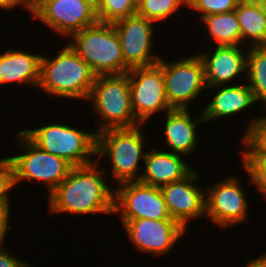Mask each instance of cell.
<instances>
[{"label":"cell","instance_id":"31","mask_svg":"<svg viewBox=\"0 0 266 267\" xmlns=\"http://www.w3.org/2000/svg\"><path fill=\"white\" fill-rule=\"evenodd\" d=\"M11 207L10 204H0V246L5 245L4 243H6L5 240L7 239L6 236L10 233L9 230H11L10 225L12 224H10V222L13 221L11 220Z\"/></svg>","mask_w":266,"mask_h":267},{"label":"cell","instance_id":"1","mask_svg":"<svg viewBox=\"0 0 266 267\" xmlns=\"http://www.w3.org/2000/svg\"><path fill=\"white\" fill-rule=\"evenodd\" d=\"M101 161L75 166L66 179L48 195L49 215L102 216L114 213V186L108 184Z\"/></svg>","mask_w":266,"mask_h":267},{"label":"cell","instance_id":"28","mask_svg":"<svg viewBox=\"0 0 266 267\" xmlns=\"http://www.w3.org/2000/svg\"><path fill=\"white\" fill-rule=\"evenodd\" d=\"M263 111L265 116H256L246 122L249 125L245 126L241 140L244 139L259 155L266 156V109Z\"/></svg>","mask_w":266,"mask_h":267},{"label":"cell","instance_id":"33","mask_svg":"<svg viewBox=\"0 0 266 267\" xmlns=\"http://www.w3.org/2000/svg\"><path fill=\"white\" fill-rule=\"evenodd\" d=\"M57 0H27V13L31 19L47 4Z\"/></svg>","mask_w":266,"mask_h":267},{"label":"cell","instance_id":"36","mask_svg":"<svg viewBox=\"0 0 266 267\" xmlns=\"http://www.w3.org/2000/svg\"><path fill=\"white\" fill-rule=\"evenodd\" d=\"M95 4H97L100 0H92Z\"/></svg>","mask_w":266,"mask_h":267},{"label":"cell","instance_id":"19","mask_svg":"<svg viewBox=\"0 0 266 267\" xmlns=\"http://www.w3.org/2000/svg\"><path fill=\"white\" fill-rule=\"evenodd\" d=\"M157 147V148H156ZM152 146L145 154L144 166L139 182L155 187L187 177L194 169L185 156L162 150V147Z\"/></svg>","mask_w":266,"mask_h":267},{"label":"cell","instance_id":"16","mask_svg":"<svg viewBox=\"0 0 266 267\" xmlns=\"http://www.w3.org/2000/svg\"><path fill=\"white\" fill-rule=\"evenodd\" d=\"M207 47L209 49L202 50L201 48V51H196L204 64L207 88L238 84L242 80L246 81L248 46L223 45Z\"/></svg>","mask_w":266,"mask_h":267},{"label":"cell","instance_id":"17","mask_svg":"<svg viewBox=\"0 0 266 267\" xmlns=\"http://www.w3.org/2000/svg\"><path fill=\"white\" fill-rule=\"evenodd\" d=\"M207 94H209L208 96H213L209 97L210 101L208 98L203 100L204 103L201 104V106H203L205 102L206 105H204L203 109L201 108V110L205 123L208 125V123L211 122V126L212 123H215L217 120H231V117H240L242 114H244L243 112L249 113L248 109L251 110L250 108L253 107L252 105H254V107H256V105L259 106L254 99L253 91L246 81H242L233 85H219L210 87L207 88Z\"/></svg>","mask_w":266,"mask_h":267},{"label":"cell","instance_id":"26","mask_svg":"<svg viewBox=\"0 0 266 267\" xmlns=\"http://www.w3.org/2000/svg\"><path fill=\"white\" fill-rule=\"evenodd\" d=\"M138 0H100L96 4L98 22L112 24L136 15Z\"/></svg>","mask_w":266,"mask_h":267},{"label":"cell","instance_id":"25","mask_svg":"<svg viewBox=\"0 0 266 267\" xmlns=\"http://www.w3.org/2000/svg\"><path fill=\"white\" fill-rule=\"evenodd\" d=\"M187 8V0H138L137 15L145 17L162 26V22H168L174 16L180 15V11ZM184 8V9H182Z\"/></svg>","mask_w":266,"mask_h":267},{"label":"cell","instance_id":"12","mask_svg":"<svg viewBox=\"0 0 266 267\" xmlns=\"http://www.w3.org/2000/svg\"><path fill=\"white\" fill-rule=\"evenodd\" d=\"M112 24L120 38L124 64L129 70L159 62L162 55L156 53L154 46L159 24L137 14Z\"/></svg>","mask_w":266,"mask_h":267},{"label":"cell","instance_id":"29","mask_svg":"<svg viewBox=\"0 0 266 267\" xmlns=\"http://www.w3.org/2000/svg\"><path fill=\"white\" fill-rule=\"evenodd\" d=\"M13 189H16L14 167L9 155L0 158V204H11L12 206L11 192Z\"/></svg>","mask_w":266,"mask_h":267},{"label":"cell","instance_id":"6","mask_svg":"<svg viewBox=\"0 0 266 267\" xmlns=\"http://www.w3.org/2000/svg\"><path fill=\"white\" fill-rule=\"evenodd\" d=\"M69 39L67 43L97 76L120 75L129 71L124 64L120 38L113 24L97 22L74 33Z\"/></svg>","mask_w":266,"mask_h":267},{"label":"cell","instance_id":"3","mask_svg":"<svg viewBox=\"0 0 266 267\" xmlns=\"http://www.w3.org/2000/svg\"><path fill=\"white\" fill-rule=\"evenodd\" d=\"M145 126L107 129L97 134V161L104 158L109 162L108 167H111L107 168L109 170L105 167L104 171L109 172L110 184L114 187L124 182L139 181L148 149L146 144L149 143Z\"/></svg>","mask_w":266,"mask_h":267},{"label":"cell","instance_id":"9","mask_svg":"<svg viewBox=\"0 0 266 267\" xmlns=\"http://www.w3.org/2000/svg\"><path fill=\"white\" fill-rule=\"evenodd\" d=\"M240 175H229L205 187L206 215L219 229H231L245 222H249L251 203L247 190L239 179Z\"/></svg>","mask_w":266,"mask_h":267},{"label":"cell","instance_id":"35","mask_svg":"<svg viewBox=\"0 0 266 267\" xmlns=\"http://www.w3.org/2000/svg\"><path fill=\"white\" fill-rule=\"evenodd\" d=\"M263 13L266 15V0H257Z\"/></svg>","mask_w":266,"mask_h":267},{"label":"cell","instance_id":"7","mask_svg":"<svg viewBox=\"0 0 266 267\" xmlns=\"http://www.w3.org/2000/svg\"><path fill=\"white\" fill-rule=\"evenodd\" d=\"M14 136V141L20 148V153L14 152V155H10L14 167L15 187L18 188L22 182H31L30 186L44 184L48 189V196L66 179L73 166L64 158L40 149L19 128Z\"/></svg>","mask_w":266,"mask_h":267},{"label":"cell","instance_id":"4","mask_svg":"<svg viewBox=\"0 0 266 267\" xmlns=\"http://www.w3.org/2000/svg\"><path fill=\"white\" fill-rule=\"evenodd\" d=\"M58 121V122H57ZM38 127L20 129L40 149L64 158L73 167L85 166L97 161V133L83 131L63 121ZM65 123V124H64ZM42 125V126H41ZM70 125V126H69Z\"/></svg>","mask_w":266,"mask_h":267},{"label":"cell","instance_id":"32","mask_svg":"<svg viewBox=\"0 0 266 267\" xmlns=\"http://www.w3.org/2000/svg\"><path fill=\"white\" fill-rule=\"evenodd\" d=\"M19 8L27 12V0H0V11L2 10L3 13Z\"/></svg>","mask_w":266,"mask_h":267},{"label":"cell","instance_id":"21","mask_svg":"<svg viewBox=\"0 0 266 267\" xmlns=\"http://www.w3.org/2000/svg\"><path fill=\"white\" fill-rule=\"evenodd\" d=\"M235 12L240 25L241 45L266 46V15L257 0H240Z\"/></svg>","mask_w":266,"mask_h":267},{"label":"cell","instance_id":"27","mask_svg":"<svg viewBox=\"0 0 266 267\" xmlns=\"http://www.w3.org/2000/svg\"><path fill=\"white\" fill-rule=\"evenodd\" d=\"M240 0H187V9L196 13L194 17L200 21L207 15L232 12L237 8ZM194 10V11H193Z\"/></svg>","mask_w":266,"mask_h":267},{"label":"cell","instance_id":"23","mask_svg":"<svg viewBox=\"0 0 266 267\" xmlns=\"http://www.w3.org/2000/svg\"><path fill=\"white\" fill-rule=\"evenodd\" d=\"M246 83L256 103L266 109V46H251L247 51Z\"/></svg>","mask_w":266,"mask_h":267},{"label":"cell","instance_id":"10","mask_svg":"<svg viewBox=\"0 0 266 267\" xmlns=\"http://www.w3.org/2000/svg\"><path fill=\"white\" fill-rule=\"evenodd\" d=\"M131 104L136 120L147 125L152 116L171 111L165 93L163 68L158 64L130 69ZM152 117V118H151Z\"/></svg>","mask_w":266,"mask_h":267},{"label":"cell","instance_id":"20","mask_svg":"<svg viewBox=\"0 0 266 267\" xmlns=\"http://www.w3.org/2000/svg\"><path fill=\"white\" fill-rule=\"evenodd\" d=\"M43 53L28 52L24 48L7 47L0 52V86L25 85L35 87L40 82L41 57Z\"/></svg>","mask_w":266,"mask_h":267},{"label":"cell","instance_id":"11","mask_svg":"<svg viewBox=\"0 0 266 267\" xmlns=\"http://www.w3.org/2000/svg\"><path fill=\"white\" fill-rule=\"evenodd\" d=\"M119 221L126 232L128 242L136 249L135 251L147 253L148 256L150 254L155 258L168 255L178 244L177 242L190 232L174 219L140 218Z\"/></svg>","mask_w":266,"mask_h":267},{"label":"cell","instance_id":"22","mask_svg":"<svg viewBox=\"0 0 266 267\" xmlns=\"http://www.w3.org/2000/svg\"><path fill=\"white\" fill-rule=\"evenodd\" d=\"M199 23L202 32L205 31V36L209 39L206 45L211 46H223V45H241V32L240 25L237 19V14L234 11L228 13H220L207 15L203 17ZM212 41V43H211ZM214 42V43H213ZM214 44V45H213Z\"/></svg>","mask_w":266,"mask_h":267},{"label":"cell","instance_id":"34","mask_svg":"<svg viewBox=\"0 0 266 267\" xmlns=\"http://www.w3.org/2000/svg\"><path fill=\"white\" fill-rule=\"evenodd\" d=\"M244 267H266V251L258 255V257L248 259Z\"/></svg>","mask_w":266,"mask_h":267},{"label":"cell","instance_id":"8","mask_svg":"<svg viewBox=\"0 0 266 267\" xmlns=\"http://www.w3.org/2000/svg\"><path fill=\"white\" fill-rule=\"evenodd\" d=\"M164 57L158 64L163 68L165 93L170 108L194 110L190 103H197V99L204 97L203 93L207 91L201 57L195 52L172 61Z\"/></svg>","mask_w":266,"mask_h":267},{"label":"cell","instance_id":"5","mask_svg":"<svg viewBox=\"0 0 266 267\" xmlns=\"http://www.w3.org/2000/svg\"><path fill=\"white\" fill-rule=\"evenodd\" d=\"M91 113L98 118L95 132L107 129L133 128L141 125L135 118L127 73L98 75L87 100ZM93 111V112H92Z\"/></svg>","mask_w":266,"mask_h":267},{"label":"cell","instance_id":"15","mask_svg":"<svg viewBox=\"0 0 266 267\" xmlns=\"http://www.w3.org/2000/svg\"><path fill=\"white\" fill-rule=\"evenodd\" d=\"M193 170L187 177L160 187L167 210L187 231L189 223L206 215L205 187L198 184L200 173ZM198 184V185H197Z\"/></svg>","mask_w":266,"mask_h":267},{"label":"cell","instance_id":"30","mask_svg":"<svg viewBox=\"0 0 266 267\" xmlns=\"http://www.w3.org/2000/svg\"><path fill=\"white\" fill-rule=\"evenodd\" d=\"M31 263L12 254L4 245L0 246V267H34Z\"/></svg>","mask_w":266,"mask_h":267},{"label":"cell","instance_id":"24","mask_svg":"<svg viewBox=\"0 0 266 267\" xmlns=\"http://www.w3.org/2000/svg\"><path fill=\"white\" fill-rule=\"evenodd\" d=\"M242 151L240 158L243 171L246 174L248 183H250L256 193L261 194L263 200L266 199V156L259 155L244 139L240 140Z\"/></svg>","mask_w":266,"mask_h":267},{"label":"cell","instance_id":"13","mask_svg":"<svg viewBox=\"0 0 266 267\" xmlns=\"http://www.w3.org/2000/svg\"><path fill=\"white\" fill-rule=\"evenodd\" d=\"M114 215L119 220L171 219L160 188L139 181L114 187Z\"/></svg>","mask_w":266,"mask_h":267},{"label":"cell","instance_id":"18","mask_svg":"<svg viewBox=\"0 0 266 267\" xmlns=\"http://www.w3.org/2000/svg\"><path fill=\"white\" fill-rule=\"evenodd\" d=\"M201 112V113H200ZM192 115L190 110H179L172 109L169 112L164 113V121L162 125L163 130L161 131L162 136L165 141L166 151L180 154L186 157L188 160L189 157L195 154L198 150L199 145V124L202 127L205 124L202 110L199 111L198 115ZM202 124V125H201ZM191 155V156H190ZM189 156V157H188Z\"/></svg>","mask_w":266,"mask_h":267},{"label":"cell","instance_id":"14","mask_svg":"<svg viewBox=\"0 0 266 267\" xmlns=\"http://www.w3.org/2000/svg\"><path fill=\"white\" fill-rule=\"evenodd\" d=\"M54 31L61 39L98 22L96 4L92 0H57L47 3L33 18ZM40 21V22H38Z\"/></svg>","mask_w":266,"mask_h":267},{"label":"cell","instance_id":"2","mask_svg":"<svg viewBox=\"0 0 266 267\" xmlns=\"http://www.w3.org/2000/svg\"><path fill=\"white\" fill-rule=\"evenodd\" d=\"M50 56L42 54L40 82L37 90L50 98L88 100L96 74L67 43Z\"/></svg>","mask_w":266,"mask_h":267}]
</instances>
